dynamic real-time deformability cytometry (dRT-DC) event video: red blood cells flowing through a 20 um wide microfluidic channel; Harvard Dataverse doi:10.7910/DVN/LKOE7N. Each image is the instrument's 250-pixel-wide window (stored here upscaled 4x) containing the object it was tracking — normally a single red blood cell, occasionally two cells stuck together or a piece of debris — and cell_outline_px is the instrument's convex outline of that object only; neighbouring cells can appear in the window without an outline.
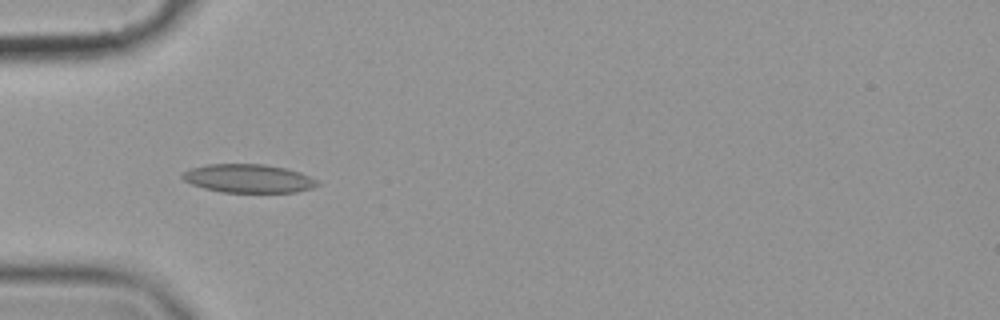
{"species": "common noctule bat (a hibernating species)", "species_latin": "Nyctalus noctula", "temperature_condition": "cold", "stored_images_in_passage": 41, "camera_frame_rate_fps": 3000, "um_per_image_px": 0.085, "animal": {"sex": "female", "body_mass_g": 19.9}, "frame": {"image": 1, "passage_image": 3, "time_ms": 0.667, "image_size_px": [1000, 320], "cell_outline_px": [[320, 184], [312, 188], [296, 192], [220, 192], [204, 188], [192, 184], [184, 180], [180, 176], [184, 172], [192, 168], [208, 164], [264, 164], [284, 168], [300, 172], [316, 180]], "centroid_in_image_um": [21.11, 15.17], "position_along_channel_um": 63.9, "area_um2": 22.25}}
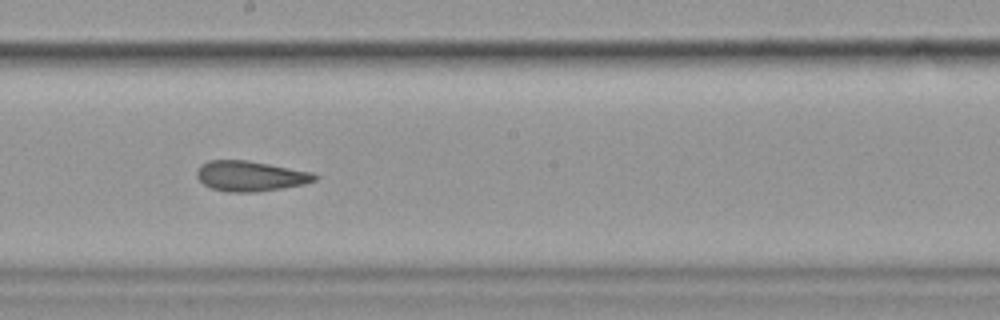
{"frame": {"image": 2, "passage_image": 17, "time_ms": 5.333, "image_size_px": [1000, 320], "cell_outline_px": [[320, 176], [316, 180], [304, 184], [256, 192], [228, 192], [212, 188], [204, 184], [196, 176], [196, 168], [200, 164], [208, 160], [248, 160], [312, 172]], "centroid_in_image_um": [21.26, 14.95], "position_along_channel_um": 226.9, "area_um2": 20.87}}
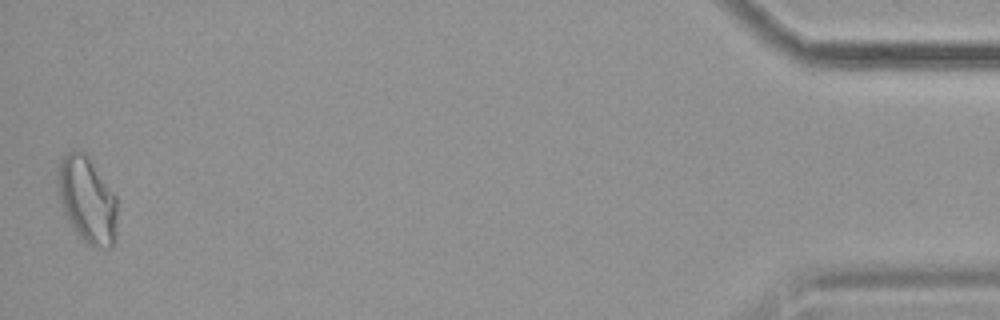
{"frame": {"image": 3, "passage_image": 41, "time_ms": 13.333, "image_size_px": [1000, 320], "cell_outline_px": [[116, 240], [112, 248], [104, 248], [84, 244], [72, 228], [64, 212], [60, 200], [56, 180], [56, 176], [60, 160], [72, 148], [84, 152], [116, 196]], "centroid_in_image_um": [7.39, 17.02], "position_along_channel_um": 427.8, "area_um2": 30.11}, "authors_computed_cell_mechanics": {"area_um2": 21.5016, "velocity_mm_per_s": 3.5584, "shape_relaxation_time_tau1_ms": null, "shape_relaxation_time_tau2_ms": 3.4572, "deformation_change_tau1": null, "deformation_change_tau2": 0.0884}}